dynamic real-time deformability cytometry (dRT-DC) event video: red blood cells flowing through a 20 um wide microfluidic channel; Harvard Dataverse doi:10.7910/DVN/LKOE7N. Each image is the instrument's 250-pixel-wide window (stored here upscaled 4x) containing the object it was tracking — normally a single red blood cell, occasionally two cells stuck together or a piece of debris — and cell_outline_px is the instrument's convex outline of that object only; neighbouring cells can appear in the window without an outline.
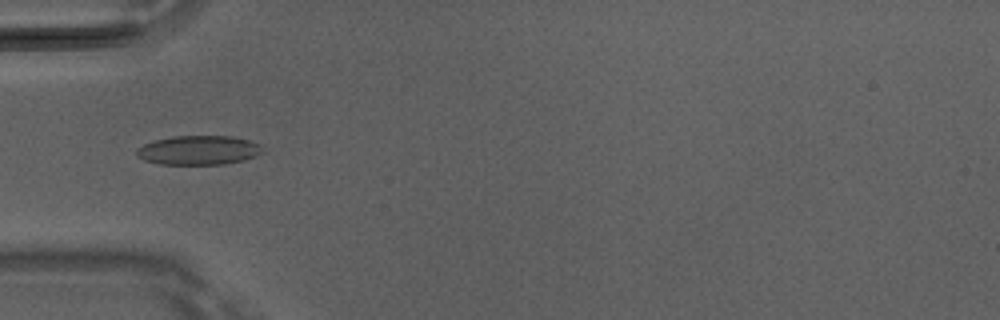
{"species": "Egyptian fruit bat (a non-hibernating species)", "species_latin": "Rousettus aegyptiacus", "temperature_condition": "room temperature", "stored_images_in_passage": 48, "camera_frame_rate_fps": 3000, "um_per_image_px": 0.085, "animal": {"sex": "male"}, "frame": {"image": 1, "passage_image": 15, "time_ms": 4.667, "image_size_px": [1000, 320], "cell_outline_px": [[264, 152], [256, 156], [244, 160], [224, 164], [160, 164], [144, 160], [136, 156], [136, 148], [152, 140], [172, 136], [232, 136], [248, 140], [260, 144]], "centroid_in_image_um": [16.87, 12.76], "position_along_channel_um": 68.1, "area_um2": 21.62}}
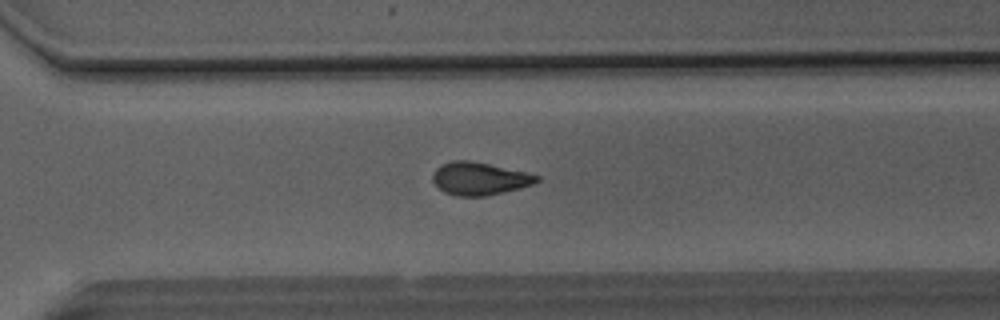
{"frame": {"image": 2, "passage_image": 34, "time_ms": 11.0, "image_size_px": [1000, 320], "cell_outline_px": [[540, 180], [532, 184], [520, 188], [484, 196], [456, 196], [444, 192], [432, 180], [432, 176], [436, 168], [452, 160], [472, 160], [524, 172], [540, 176]], "centroid_in_image_um": [40.74, 15.18], "position_along_channel_um": 329.9, "area_um2": 19.65}}
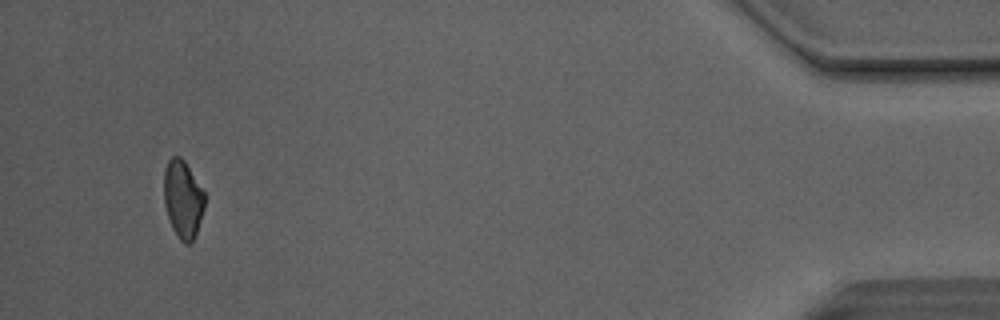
{"frame": {"image": 3, "passage_image": 46, "time_ms": 15.0, "image_size_px": [1000, 320], "cell_outline_px": [[208, 196], [196, 232], [192, 240], [188, 244], [184, 244], [180, 240], [172, 228], [164, 204], [164, 168], [168, 160], [172, 156], [180, 156], [184, 160]], "centroid_in_image_um": [15.56, 16.89], "position_along_channel_um": 419.6, "area_um2": 18.67}, "authors_computed_cell_mechanics": {"area_um2": 20.1433, "velocity_mm_per_s": 4.1449, "shape_relaxation_time_tau1_ms": 4.0931, "shape_relaxation_time_tau2_ms": 2.2647, "deformation_change_tau1": 0.1149, "deformation_change_tau2": 0.0765}}